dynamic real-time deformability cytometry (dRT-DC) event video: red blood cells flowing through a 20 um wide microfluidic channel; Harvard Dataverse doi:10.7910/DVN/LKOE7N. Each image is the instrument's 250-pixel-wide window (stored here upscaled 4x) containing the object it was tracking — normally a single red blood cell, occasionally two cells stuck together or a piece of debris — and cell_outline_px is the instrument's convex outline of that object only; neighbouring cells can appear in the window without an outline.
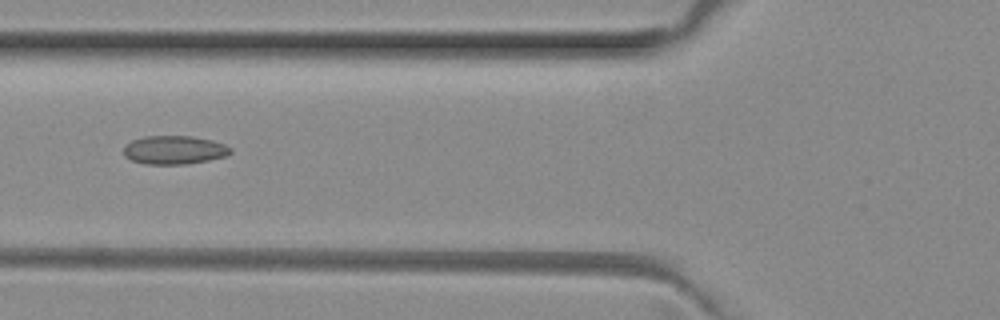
{"species": "common noctule bat (a hibernating species)", "species_latin": "Nyctalus noctula", "temperature_condition": "room temperature", "stored_images_in_passage": 6, "camera_frame_rate_fps": 3000, "um_per_image_px": 0.085, "animal": {"sex": "female", "body_mass_g": 29.2, "forearm_length_mm": 56.3}, "frame": {"image": 1, "passage_image": 6, "time_ms": 1.667, "image_size_px": [1000, 320], "cell_outline_px": [[232, 152], [228, 156], [208, 160], [184, 164], [144, 164], [132, 160], [124, 156], [124, 148], [132, 140], [144, 136], [192, 136], [212, 140], [224, 144], [232, 148]], "centroid_in_image_um": [14.84, 12.74], "position_along_channel_um": 111.0, "area_um2": 17.8}}